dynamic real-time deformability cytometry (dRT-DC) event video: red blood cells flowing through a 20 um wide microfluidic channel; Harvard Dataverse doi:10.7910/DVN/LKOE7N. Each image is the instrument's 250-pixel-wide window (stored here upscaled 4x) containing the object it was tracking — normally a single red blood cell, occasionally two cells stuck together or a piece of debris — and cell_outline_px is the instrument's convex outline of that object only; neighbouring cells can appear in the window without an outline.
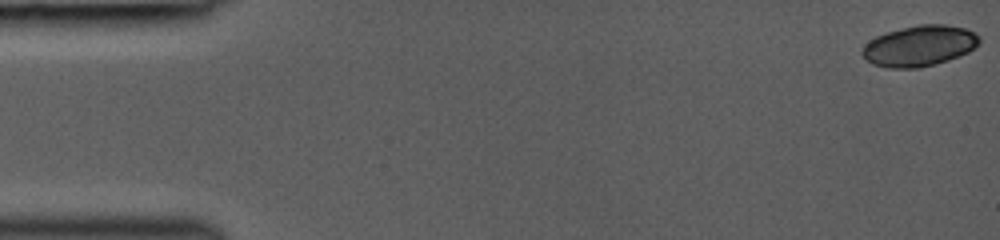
{"species": "common noctule bat (a hibernating species)", "species_latin": "Nyctalus noctula", "temperature_condition": "room temperature", "stored_images_in_passage": 75, "camera_frame_rate_fps": 3000, "um_per_image_px": 0.085, "animal": {"sex": "female", "body_mass_g": 19.0, "forearm_length_mm": 53.3}, "frame": {"image": 1, "passage_image": 1, "time_ms": 0.0, "image_size_px": [1000, 240], "cell_outline_px": [[980, 44], [968, 52], [960, 56], [936, 64], [920, 68], [888, 68], [872, 64], [860, 52], [864, 44], [876, 36], [888, 32], [916, 24], [944, 24], [964, 28], [976, 32], [980, 36]], "centroid_in_image_um": [78.17, 3.9], "position_along_channel_um": 6.8, "area_um2": 28.03}}
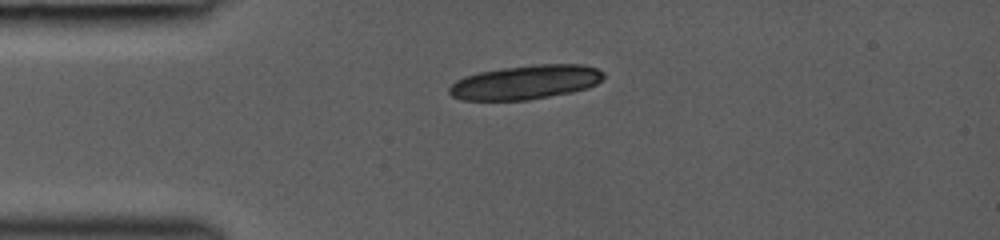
{"frame": {"image": 2, "passage_image": 17, "time_ms": 3.667, "image_size_px": [1000, 240], "cell_outline_px": [[604, 76], [596, 84], [588, 88], [572, 92], [528, 100], [460, 100], [452, 96], [448, 92], [448, 88], [456, 80], [464, 76], [480, 72], [504, 68], [536, 64], [580, 64], [596, 68], [604, 72]], "centroid_in_image_um": [44.66, 6.99], "position_along_channel_um": 40.3, "area_um2": 30.69}}